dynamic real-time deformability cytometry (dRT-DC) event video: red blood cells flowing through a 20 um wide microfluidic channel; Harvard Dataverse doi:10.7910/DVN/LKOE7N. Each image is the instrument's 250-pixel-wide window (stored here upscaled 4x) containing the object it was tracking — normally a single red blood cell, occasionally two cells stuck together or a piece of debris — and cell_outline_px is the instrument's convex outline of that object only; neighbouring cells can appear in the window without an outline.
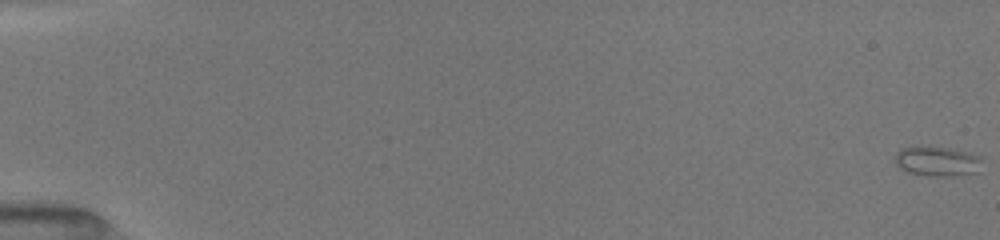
{"species": "common noctule bat (a hibernating species)", "species_latin": "Nyctalus noctula", "temperature_condition": "room temperature", "stored_images_in_passage": 53, "camera_frame_rate_fps": 3000, "um_per_image_px": 0.085, "animal": {"sex": "female", "body_mass_g": 19.5, "forearm_length_mm": 54.1}, "frame": {"image": 1, "passage_image": 1, "time_ms": 0.0, "image_size_px": [1000, 240], "cell_outline_px": [[984, 160], [980, 172], [956, 176], [928, 176], [908, 172], [900, 168], [896, 164], [896, 152], [900, 148], [916, 144], [928, 144], [968, 152], [980, 156]], "centroid_in_image_um": [79.69, 13.68], "position_along_channel_um": 5.3, "area_um2": 15.95}}
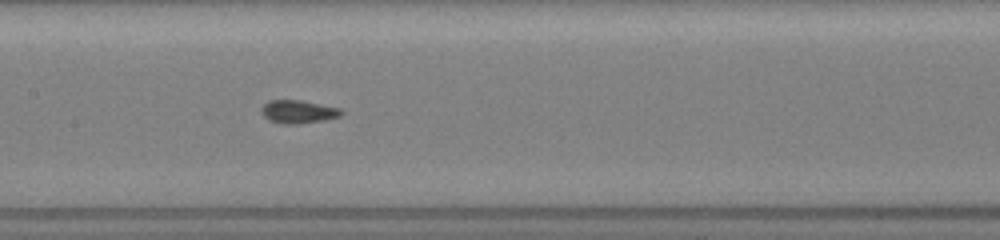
{"frame": {"image": 2, "passage_image": 28, "time_ms": 9.0, "image_size_px": [1000, 240], "cell_outline_px": [[344, 112], [340, 116], [324, 120], [300, 124], [284, 124], [268, 120], [260, 112], [260, 108], [268, 100], [300, 100], [340, 108]], "centroid_in_image_um": [25.32, 9.5], "position_along_channel_um": 182.1, "area_um2": 10.87}}
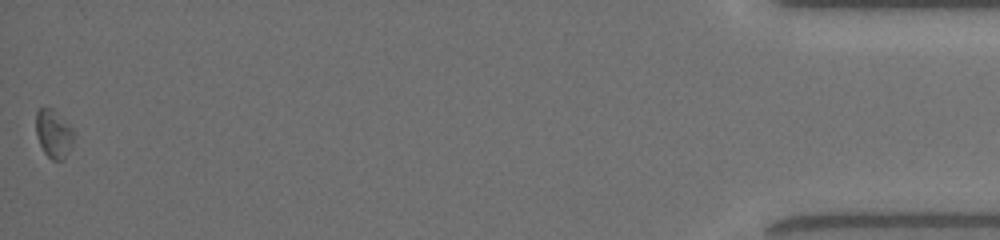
{"frame": {"image": 3, "passage_image": 53, "time_ms": 17.333, "image_size_px": [1000, 240], "cell_outline_px": [[76, 136], [64, 160], [52, 160], [44, 152], [36, 136], [36, 112], [40, 108], [52, 108], [72, 128]], "centroid_in_image_um": [4.57, 11.38], "position_along_channel_um": 430.6, "area_um2": 10.64}}